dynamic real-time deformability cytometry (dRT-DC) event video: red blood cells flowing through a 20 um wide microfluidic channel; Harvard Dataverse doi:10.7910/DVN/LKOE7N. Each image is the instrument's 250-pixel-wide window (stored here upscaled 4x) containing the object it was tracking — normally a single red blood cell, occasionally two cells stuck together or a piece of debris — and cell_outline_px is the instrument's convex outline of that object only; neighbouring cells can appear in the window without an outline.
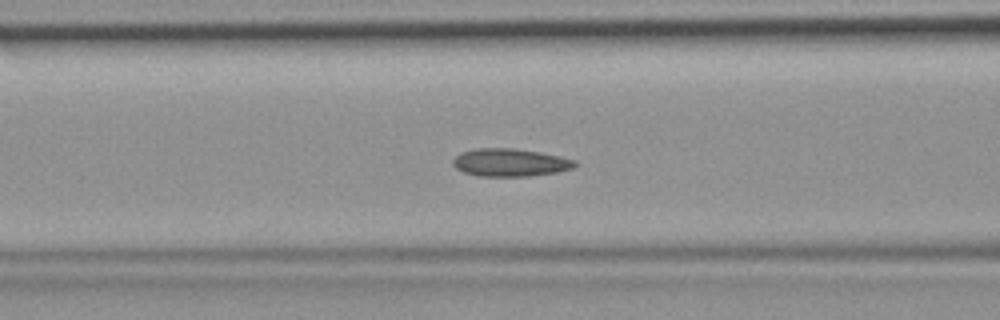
{"species": "common noctule bat (a hibernating species)", "species_latin": "Nyctalus noctula", "temperature_condition": "room temperature", "stored_images_in_passage": 47, "camera_frame_rate_fps": 3000, "um_per_image_px": 0.085, "animal": {"sex": "female", "body_mass_g": 19.9}, "frame": {"image": 1, "passage_image": 19, "time_ms": 6.0, "image_size_px": [1000, 320], "cell_outline_px": [[576, 164], [572, 168], [556, 172], [528, 176], [476, 176], [464, 172], [456, 168], [452, 164], [452, 160], [460, 152], [476, 148], [512, 148], [540, 152], [560, 156], [576, 160]], "centroid_in_image_um": [43.32, 13.81], "position_along_channel_um": 123.3, "area_um2": 19.77}}
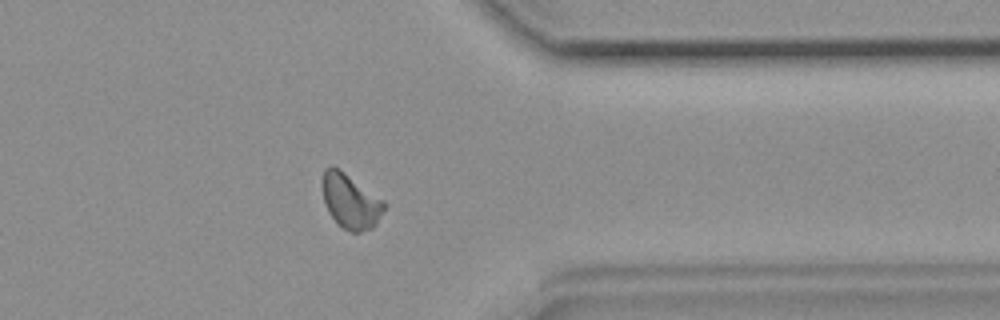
{"frame": {"image": 2, "passage_image": 38, "time_ms": 12.333, "image_size_px": [1000, 320], "cell_outline_px": [[388, 204], [376, 224], [372, 228], [360, 232], [352, 232], [336, 224], [328, 212], [324, 204], [320, 184], [324, 168], [332, 164], [344, 172], [384, 200]], "centroid_in_image_um": [29.76, 17.09], "position_along_channel_um": 381.6, "area_um2": 20.17}}
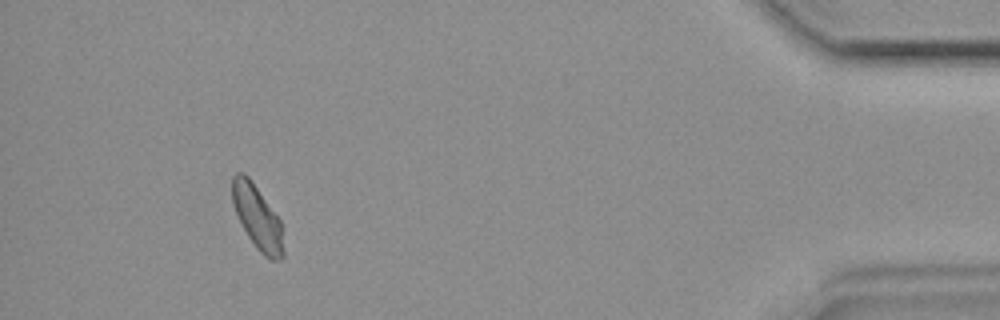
{"frame": {"image": 3, "passage_image": 44, "time_ms": 14.333, "image_size_px": [1000, 320], "cell_outline_px": [[284, 256], [280, 260], [272, 260], [264, 256], [256, 248], [248, 236], [232, 204], [232, 176], [236, 172], [244, 172], [248, 176], [280, 220], [284, 228]], "centroid_in_image_um": [21.91, 18.5], "position_along_channel_um": 413.3, "area_um2": 19.13}}